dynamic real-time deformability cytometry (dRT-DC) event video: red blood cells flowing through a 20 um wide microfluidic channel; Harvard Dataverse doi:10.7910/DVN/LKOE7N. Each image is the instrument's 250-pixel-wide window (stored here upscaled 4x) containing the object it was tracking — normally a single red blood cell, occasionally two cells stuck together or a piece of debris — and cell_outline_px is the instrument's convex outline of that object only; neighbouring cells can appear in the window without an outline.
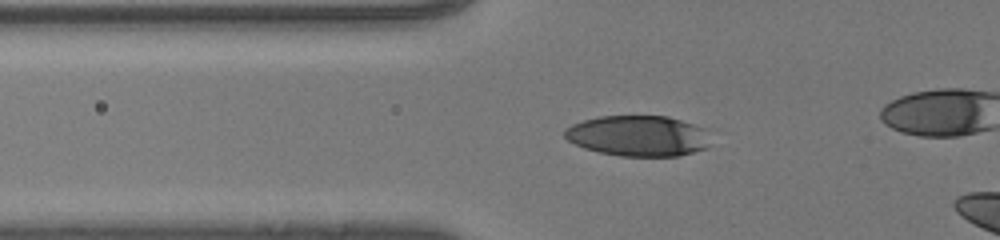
{"species": "human", "species_latin": "Homo sapiens", "temperature_condition": "room temperature", "stored_images_in_passage": 22, "camera_frame_rate_fps": 3000, "um_per_image_px": 0.085, "donor": {"sex": "male"}, "frame": {"image": 1, "passage_image": 19, "time_ms": 6.0, "image_size_px": [1000, 240], "cell_outline_px": [[708, 148], [680, 156], [620, 156], [600, 152], [584, 148], [568, 140], [564, 136], [564, 128], [572, 124], [584, 120], [600, 116], [668, 116], [704, 128]], "centroid_in_image_um": [54.2, 11.55], "position_along_channel_um": 71.6, "area_um2": 34.39}}